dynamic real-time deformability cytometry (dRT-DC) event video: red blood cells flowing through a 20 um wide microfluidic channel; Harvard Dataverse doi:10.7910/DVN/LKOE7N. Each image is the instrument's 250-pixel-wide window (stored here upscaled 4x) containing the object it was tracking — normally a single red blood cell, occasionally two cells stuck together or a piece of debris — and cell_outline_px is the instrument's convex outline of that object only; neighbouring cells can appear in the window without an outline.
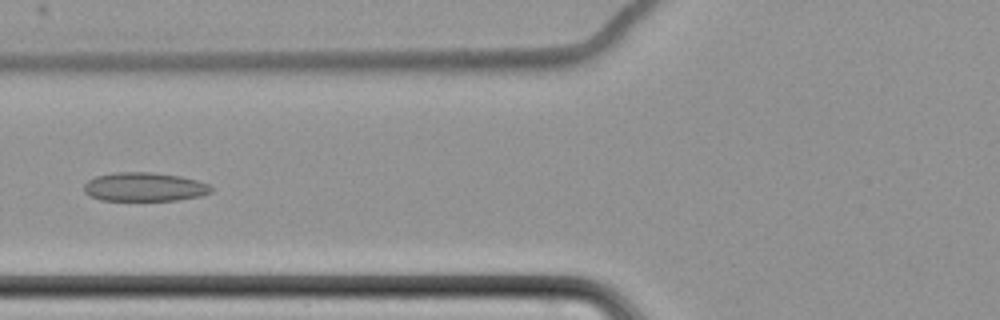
{"species": "common noctule bat (a hibernating species)", "species_latin": "Nyctalus noctula", "temperature_condition": "cold", "stored_images_in_passage": 9, "camera_frame_rate_fps": 3000, "um_per_image_px": 0.085, "animal": {"sex": "female", "body_mass_g": 22.7, "forearm_length_mm": 54.2}, "frame": {"image": 1, "passage_image": 6, "time_ms": 6.333, "image_size_px": [1000, 320], "cell_outline_px": [[212, 192], [200, 196], [176, 200], [100, 200], [88, 196], [84, 192], [84, 184], [88, 180], [96, 176], [116, 172], [148, 172], [180, 176], [196, 180], [208, 184], [212, 188]], "centroid_in_image_um": [12.24, 15.89], "position_along_channel_um": 113.6, "area_um2": 21.33}}
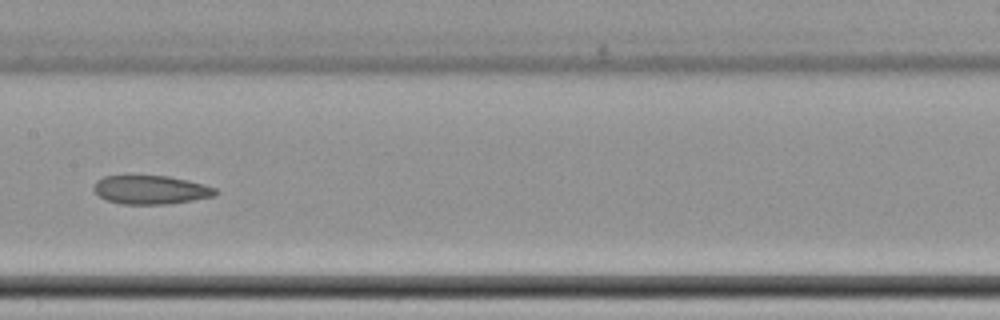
{"frame": {"image": 2, "passage_image": 8, "time_ms": 8.667, "image_size_px": [1000, 320], "cell_outline_px": [[220, 192], [216, 196], [168, 204], [124, 204], [108, 200], [100, 196], [92, 188], [96, 180], [104, 176], [168, 176], [188, 180], [204, 184], [216, 188]], "centroid_in_image_um": [12.86, 16.13], "position_along_channel_um": 194.5, "area_um2": 20.35}}
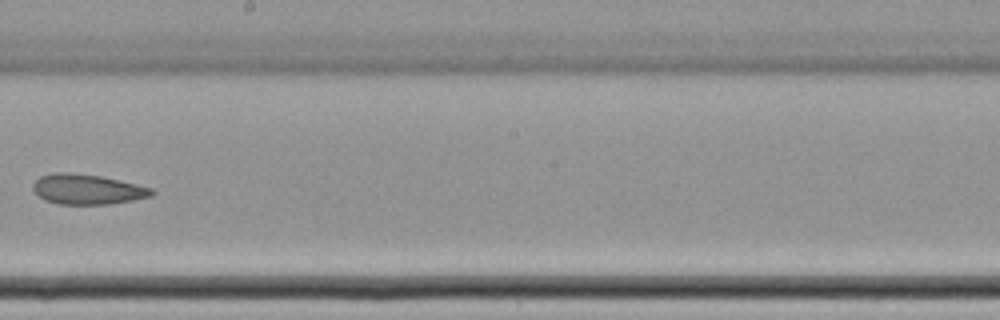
{"frame": {"image": 3, "passage_image": 9, "time_ms": 10.0, "image_size_px": [1000, 320], "cell_outline_px": [[156, 192], [152, 196], [132, 200], [108, 204], [60, 204], [44, 200], [32, 188], [32, 184], [40, 176], [52, 172], [72, 172], [100, 176], [136, 184], [152, 188]], "centroid_in_image_um": [7.41, 16.08], "position_along_channel_um": 240.8, "area_um2": 20.81}}